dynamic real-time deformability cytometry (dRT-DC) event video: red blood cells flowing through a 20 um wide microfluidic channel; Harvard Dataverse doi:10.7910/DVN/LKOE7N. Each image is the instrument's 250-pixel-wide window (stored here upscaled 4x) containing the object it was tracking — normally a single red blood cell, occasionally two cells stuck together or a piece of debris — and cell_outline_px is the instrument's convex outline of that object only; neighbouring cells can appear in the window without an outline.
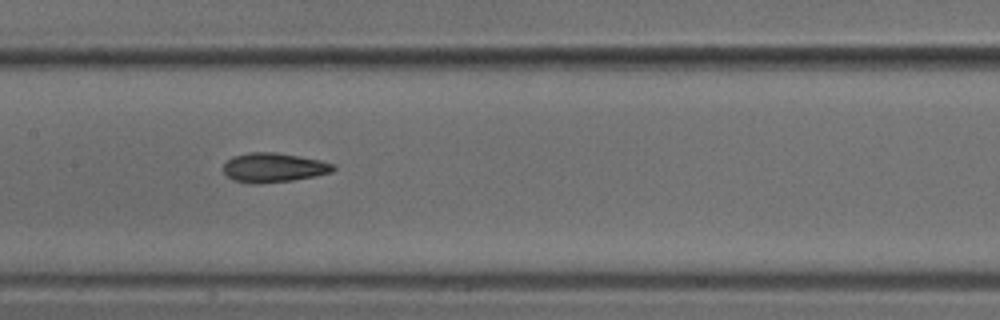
{"species": "common noctule bat (a hibernating species)", "species_latin": "Nyctalus noctula", "temperature_condition": "cold", "stored_images_in_passage": 12, "camera_frame_rate_fps": 3000, "um_per_image_px": 0.085, "animal": {"sex": "male", "body_mass_g": 18.8}, "frame": {"image": 1, "passage_image": 9, "time_ms": 2.667, "image_size_px": [1000, 320], "cell_outline_px": [[336, 168], [332, 172], [316, 176], [292, 180], [256, 184], [252, 184], [232, 180], [224, 172], [224, 164], [232, 156], [248, 152], [276, 152], [320, 160], [336, 164]], "centroid_in_image_um": [23.27, 14.24], "position_along_channel_um": 184.1, "area_um2": 18.9}}
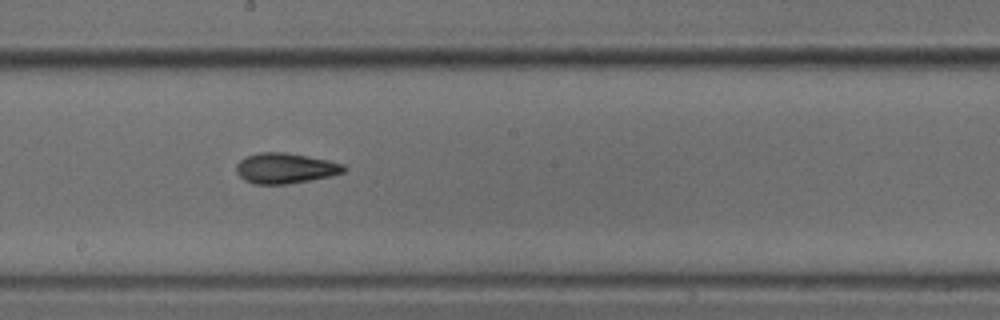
{"frame": {"image": 2, "passage_image": 10, "time_ms": 3.0, "image_size_px": [1000, 320], "cell_outline_px": [[348, 168], [344, 172], [332, 176], [288, 184], [256, 184], [244, 180], [236, 172], [236, 164], [244, 156], [260, 152], [288, 152], [328, 160], [344, 164]], "centroid_in_image_um": [24.26, 14.29], "position_along_channel_um": 223.9, "area_um2": 19.31}}
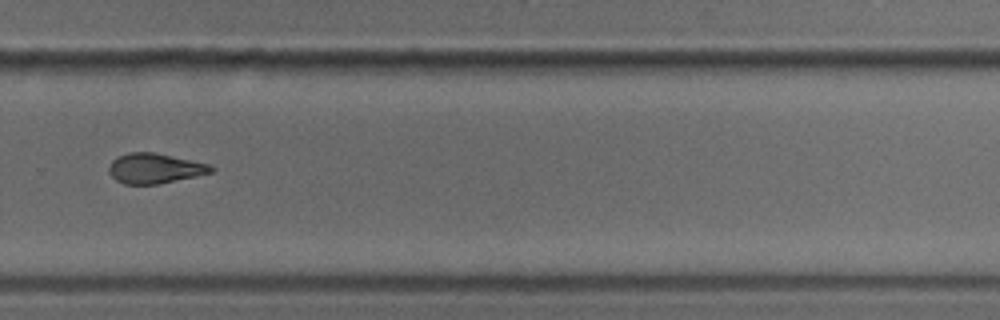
{"frame": {"image": 3, "passage_image": 12, "time_ms": 3.667, "image_size_px": [1000, 320], "cell_outline_px": [[216, 168], [212, 172], [196, 176], [156, 184], [124, 184], [116, 180], [108, 172], [108, 168], [112, 160], [116, 156], [128, 152], [152, 152], [208, 164]], "centroid_in_image_um": [13.1, 14.31], "position_along_channel_um": 316.7, "area_um2": 17.74}}